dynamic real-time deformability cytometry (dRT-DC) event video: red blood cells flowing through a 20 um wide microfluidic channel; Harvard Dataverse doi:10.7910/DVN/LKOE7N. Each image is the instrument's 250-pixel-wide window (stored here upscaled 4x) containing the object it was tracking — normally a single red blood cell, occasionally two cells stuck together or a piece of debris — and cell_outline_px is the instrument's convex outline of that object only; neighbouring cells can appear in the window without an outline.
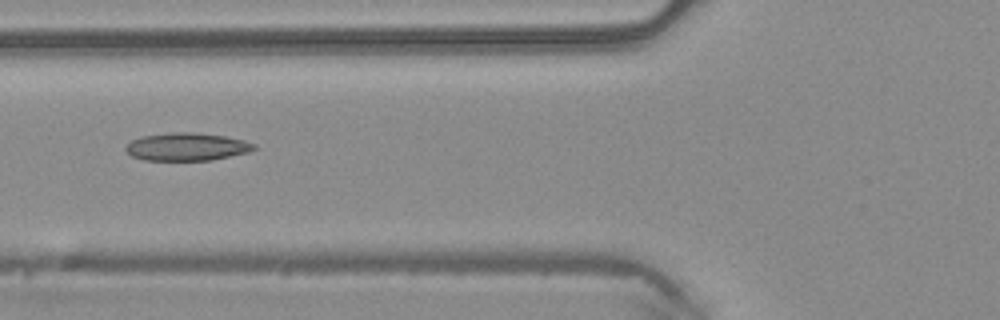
{"species": "common noctule bat (a hibernating species)", "species_latin": "Nyctalus noctula", "temperature_condition": "warm", "stored_images_in_passage": 6, "camera_frame_rate_fps": 3000, "um_per_image_px": 0.085, "animal": {"sex": "male", "body_mass_g": 20.4}, "frame": {"image": 1, "passage_image": 6, "time_ms": 1.667, "image_size_px": [1000, 320], "cell_outline_px": [[256, 148], [248, 152], [212, 160], [144, 160], [132, 156], [124, 148], [132, 140], [140, 136], [172, 132], [196, 132], [224, 136], [244, 140], [256, 144]], "centroid_in_image_um": [15.88, 12.47], "position_along_channel_um": 109.9, "area_um2": 20.81}}